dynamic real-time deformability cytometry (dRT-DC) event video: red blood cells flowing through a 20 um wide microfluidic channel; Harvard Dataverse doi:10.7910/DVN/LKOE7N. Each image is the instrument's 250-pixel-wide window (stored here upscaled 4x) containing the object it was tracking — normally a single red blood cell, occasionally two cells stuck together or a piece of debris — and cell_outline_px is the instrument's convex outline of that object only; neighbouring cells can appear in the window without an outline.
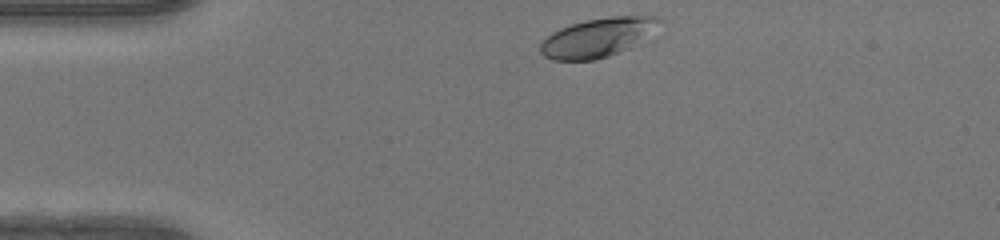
{"species": "human", "species_latin": "Homo sapiens", "temperature_condition": "warm", "stored_images_in_passage": 32, "camera_frame_rate_fps": 3000, "um_per_image_px": 0.085, "donor": {"sex": "female"}, "frame": {"image": 1, "passage_image": 1, "time_ms": 0.0, "image_size_px": [1000, 240], "cell_outline_px": [[664, 20], [652, 40], [632, 48], [596, 60], [552, 60], [544, 56], [540, 52], [540, 44], [552, 32], [560, 28], [584, 20], [612, 16], [656, 16]], "centroid_in_image_um": [50.97, 3.19], "position_along_channel_um": 34.0, "area_um2": 28.03}}
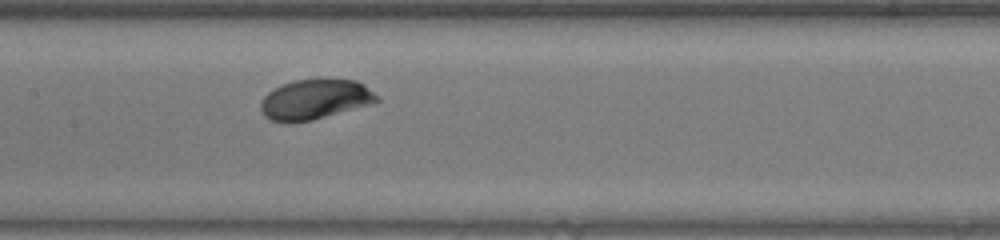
{"frame": {"image": 2, "passage_image": 15, "time_ms": 4.667, "image_size_px": [1000, 240], "cell_outline_px": [[380, 100], [368, 104], [312, 120], [292, 124], [284, 124], [268, 120], [260, 112], [260, 100], [268, 92], [284, 84], [296, 80], [324, 76], [356, 80], [364, 84], [380, 96]], "centroid_in_image_um": [26.74, 8.43], "position_along_channel_um": 180.7, "area_um2": 27.98}}
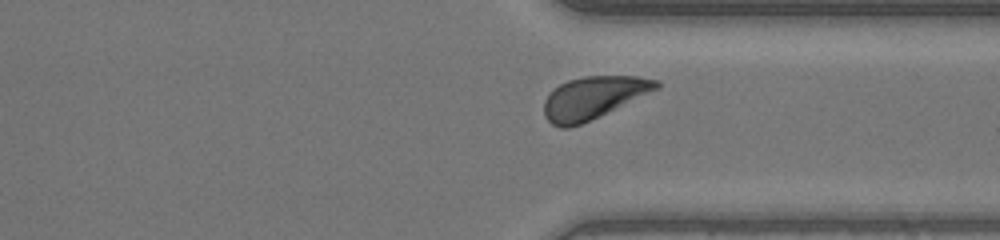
{"frame": {"image": 3, "passage_image": 28, "time_ms": 9.0, "image_size_px": [1000, 240], "cell_outline_px": [[660, 88], [580, 124], [568, 128], [560, 128], [552, 124], [544, 116], [544, 100], [560, 84], [568, 80], [584, 76], [636, 76], [660, 80]], "centroid_in_image_um": [50.44, 8.29], "position_along_channel_um": 361.0, "area_um2": 27.34}, "authors_computed_cell_mechanics": {"area_um2": 27.1949, "velocity_mm_per_s": 4.1465, "shape_relaxation_time_tau1_ms": 1.5223, "shape_relaxation_time_tau2_ms": null, "deformation_change_tau1": 0.117, "deformation_change_tau2": null}}